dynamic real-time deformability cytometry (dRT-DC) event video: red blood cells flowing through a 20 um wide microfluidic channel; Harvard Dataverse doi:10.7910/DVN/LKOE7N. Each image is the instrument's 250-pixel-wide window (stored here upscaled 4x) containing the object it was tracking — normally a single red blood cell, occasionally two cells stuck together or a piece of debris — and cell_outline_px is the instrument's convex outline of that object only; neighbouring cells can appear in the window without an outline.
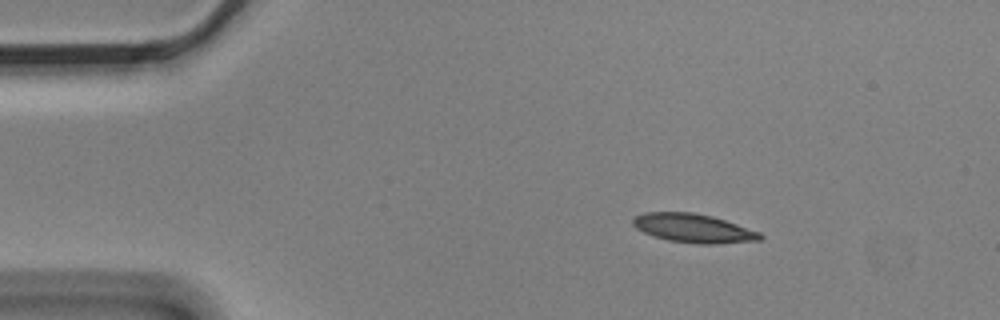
{"species": "Egyptian fruit bat (a non-hibernating species)", "species_latin": "Rousettus aegyptiacus", "temperature_condition": "cold", "stored_images_in_passage": 4, "camera_frame_rate_fps": 3000, "um_per_image_px": 0.085, "animal": {"sex": "male"}, "frame": {"image": 1, "passage_image": 2, "time_ms": 0.333, "image_size_px": [1000, 320], "cell_outline_px": [[764, 236], [760, 240], [716, 244], [696, 244], [668, 240], [644, 232], [636, 228], [632, 224], [632, 220], [636, 216], [644, 212], [692, 212], [712, 216], [760, 232]], "centroid_in_image_um": [58.94, 19.4], "position_along_channel_um": 26.1, "area_um2": 21.21}}
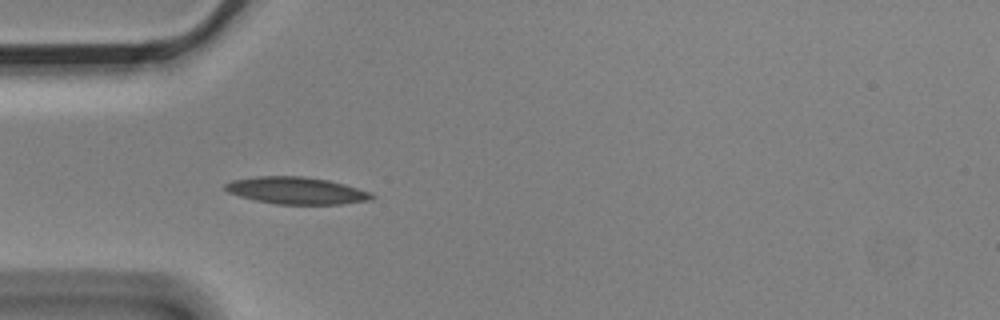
{"frame": {"image": 2, "passage_image": 4, "time_ms": 1.0, "image_size_px": [1000, 320], "cell_outline_px": [[376, 196], [372, 200], [340, 204], [276, 204], [256, 200], [240, 196], [228, 192], [224, 188], [224, 184], [232, 180], [256, 176], [304, 176], [328, 180], [344, 184], [368, 192]], "centroid_in_image_um": [25.18, 16.19], "position_along_channel_um": 59.8, "area_um2": 23.0}}